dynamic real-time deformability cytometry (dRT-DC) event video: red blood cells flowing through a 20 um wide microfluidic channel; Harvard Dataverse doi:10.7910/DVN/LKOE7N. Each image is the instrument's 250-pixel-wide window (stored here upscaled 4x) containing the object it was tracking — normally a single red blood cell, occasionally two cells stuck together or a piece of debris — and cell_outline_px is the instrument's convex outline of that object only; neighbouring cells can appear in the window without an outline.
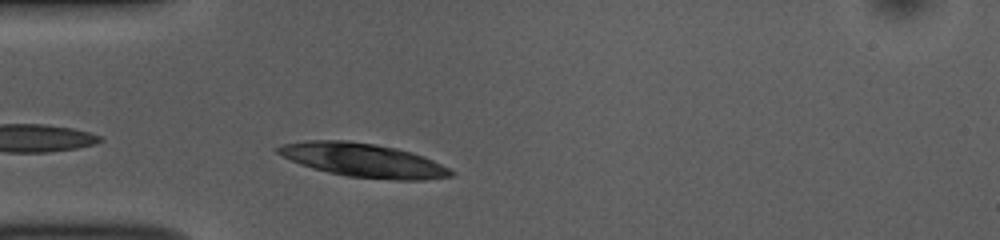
{"species": "common noctule bat (a hibernating species)", "species_latin": "Nyctalus noctula", "temperature_condition": "room temperature", "stored_images_in_passage": 30, "camera_frame_rate_fps": 3000, "um_per_image_px": 0.085, "animal": {"sex": "female", "body_mass_g": 10.0, "forearm_length_mm": 53.1}, "frame": {"image": 1, "passage_image": 3, "time_ms": 0.667, "image_size_px": [1000, 240], "cell_outline_px": [[456, 172], [452, 176], [424, 180], [396, 180], [348, 176], [328, 172], [312, 168], [300, 164], [276, 152], [276, 148], [284, 144], [304, 140], [348, 140], [376, 144], [396, 148], [412, 152], [424, 156]], "centroid_in_image_um": [30.89, 13.61], "position_along_channel_um": 54.1, "area_um2": 33.87}}